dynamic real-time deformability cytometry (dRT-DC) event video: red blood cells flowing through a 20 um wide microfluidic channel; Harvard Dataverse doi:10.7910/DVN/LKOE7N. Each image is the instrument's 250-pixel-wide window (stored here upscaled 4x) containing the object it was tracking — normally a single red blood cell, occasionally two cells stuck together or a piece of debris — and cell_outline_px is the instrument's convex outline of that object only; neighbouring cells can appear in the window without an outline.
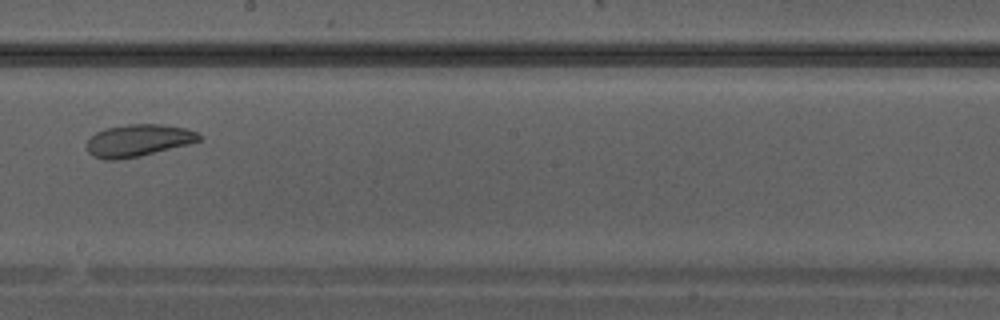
{"species": "Egyptian fruit bat (a non-hibernating species)", "species_latin": "Rousettus aegyptiacus", "temperature_condition": "warm", "stored_images_in_passage": 27, "camera_frame_rate_fps": 3000, "um_per_image_px": 0.085, "animal": {"sex": "male"}, "frame": {"image": 1, "passage_image": 12, "time_ms": 3.667, "image_size_px": [1000, 320], "cell_outline_px": [[200, 140], [188, 144], [140, 156], [116, 160], [104, 160], [92, 156], [88, 152], [88, 140], [96, 132], [104, 128], [128, 124], [160, 124], [184, 128], [196, 132], [200, 136]], "centroid_in_image_um": [11.71, 11.94], "position_along_channel_um": 236.5, "area_um2": 20.87}}